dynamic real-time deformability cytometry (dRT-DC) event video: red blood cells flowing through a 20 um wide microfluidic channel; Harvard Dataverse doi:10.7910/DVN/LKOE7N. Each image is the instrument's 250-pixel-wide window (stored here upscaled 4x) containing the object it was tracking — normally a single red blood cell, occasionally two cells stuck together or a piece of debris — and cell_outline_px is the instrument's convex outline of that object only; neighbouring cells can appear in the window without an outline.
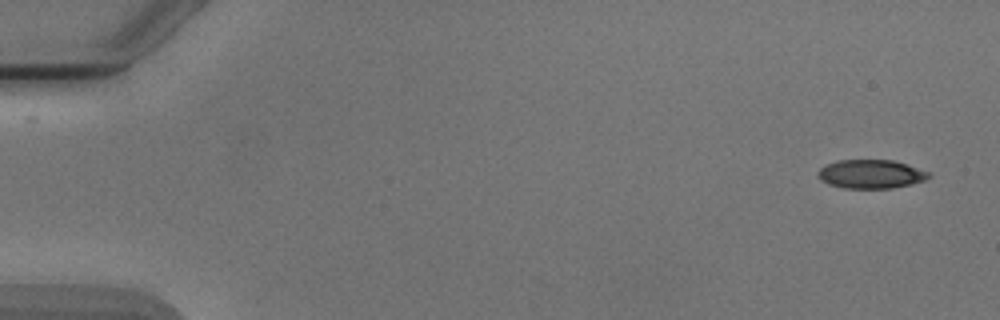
{"species": "Egyptian fruit bat (a non-hibernating species)", "species_latin": "Rousettus aegyptiacus", "temperature_condition": "cold", "stored_images_in_passage": 5, "camera_frame_rate_fps": 3000, "um_per_image_px": 0.085, "animal": {"sex": "male"}, "frame": {"image": 1, "passage_image": 1, "time_ms": 0.0, "image_size_px": [1000, 320], "cell_outline_px": [[932, 176], [924, 180], [912, 184], [892, 188], [844, 188], [828, 184], [820, 180], [816, 176], [816, 172], [824, 164], [836, 160], [892, 160], [908, 164], [932, 172]], "centroid_in_image_um": [74.02, 14.79], "position_along_channel_um": 11.0, "area_um2": 18.96}}
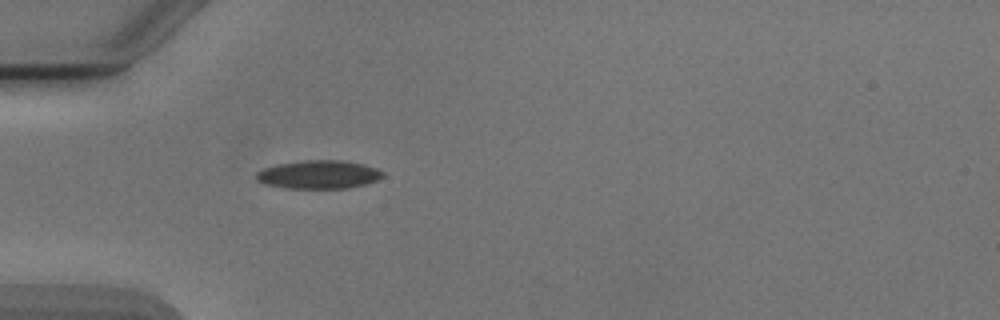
{"frame": {"image": 2, "passage_image": 5, "time_ms": 4.667, "image_size_px": [1000, 320], "cell_outline_px": [[384, 176], [376, 180], [364, 184], [348, 188], [284, 188], [264, 184], [256, 180], [256, 172], [264, 168], [276, 164], [304, 160], [340, 160], [364, 164], [376, 168], [384, 172]], "centroid_in_image_um": [27.06, 14.83], "position_along_channel_um": 57.9, "area_um2": 20.98}}